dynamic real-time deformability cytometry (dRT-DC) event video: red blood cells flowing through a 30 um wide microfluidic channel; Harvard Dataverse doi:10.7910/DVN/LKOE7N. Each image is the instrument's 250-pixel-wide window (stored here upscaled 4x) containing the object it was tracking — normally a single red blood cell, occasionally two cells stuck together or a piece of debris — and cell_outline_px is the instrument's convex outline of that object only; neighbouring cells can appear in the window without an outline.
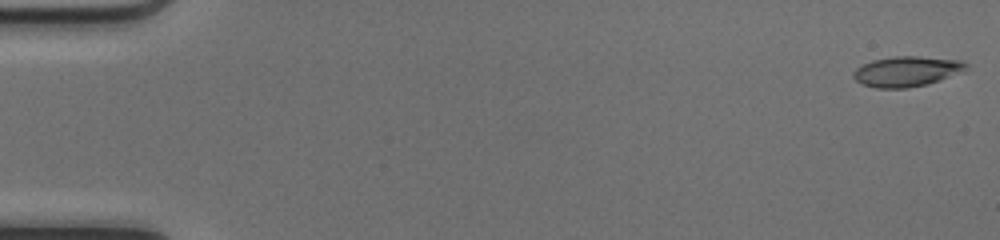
{"species": "common noctule bat (a hibernating species)", "species_latin": "Nyctalus noctula", "temperature_condition": "cold", "stored_images_in_passage": 50, "camera_frame_rate_fps": 3000, "um_per_image_px": 0.085, "animal": {"sex": "female", "body_mass_g": 17.0, "forearm_length_mm": 48.0}, "frame": {"image": 1, "passage_image": 1, "time_ms": 0.0, "image_size_px": [1000, 240], "cell_outline_px": [[968, 68], [928, 84], [908, 88], [876, 88], [864, 84], [856, 80], [852, 76], [856, 68], [872, 60], [896, 56], [916, 56], [960, 60], [968, 64]], "centroid_in_image_um": [77.04, 6.06], "position_along_channel_um": 8.0, "area_um2": 19.54}}
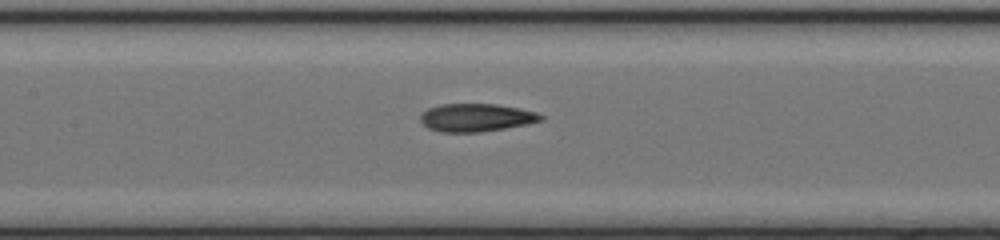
{"frame": {"image": 2, "passage_image": 24, "time_ms": 7.667, "image_size_px": [1000, 240], "cell_outline_px": [[544, 120], [528, 124], [480, 132], [440, 132], [428, 128], [420, 120], [420, 116], [428, 108], [440, 104], [496, 104], [520, 108], [536, 112], [544, 116]], "centroid_in_image_um": [40.5, 9.99], "position_along_channel_um": 166.9, "area_um2": 19.65}}
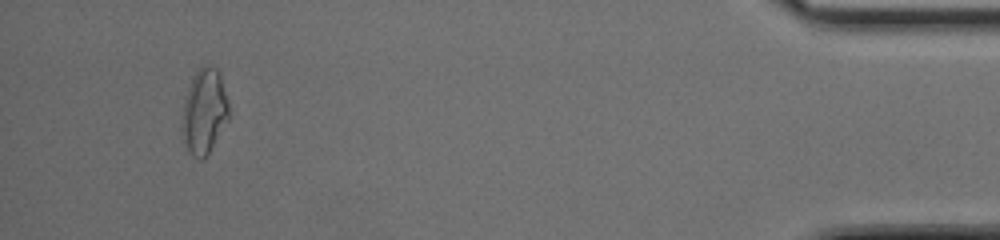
{"frame": {"image": 3, "passage_image": 47, "time_ms": 15.333, "image_size_px": [1000, 240], "cell_outline_px": [[228, 120], [208, 152], [200, 160], [192, 156], [184, 140], [184, 100], [192, 76], [204, 64], [216, 68], [220, 72], [228, 100]], "centroid_in_image_um": [17.39, 9.4], "position_along_channel_um": 417.8, "area_um2": 22.48}, "authors_computed_cell_mechanics": {"area_um2": 19.5942, "velocity_mm_per_s": 4.1963, "shape_relaxation_time_tau1_ms": null, "shape_relaxation_time_tau2_ms": 2.0569, "deformation_change_tau1": null, "deformation_change_tau2": 0.0907}}